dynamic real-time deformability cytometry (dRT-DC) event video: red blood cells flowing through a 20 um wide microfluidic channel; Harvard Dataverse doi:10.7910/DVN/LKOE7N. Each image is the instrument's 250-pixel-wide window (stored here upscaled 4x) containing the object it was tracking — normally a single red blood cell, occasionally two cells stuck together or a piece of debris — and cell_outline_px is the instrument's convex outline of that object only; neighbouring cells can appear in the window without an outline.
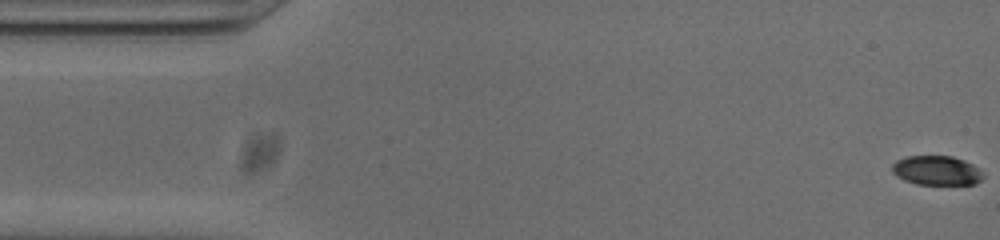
{"species": "common noctule bat (a hibernating species)", "species_latin": "Nyctalus noctula", "temperature_condition": "cold", "stored_images_in_passage": 53, "camera_frame_rate_fps": 3000, "um_per_image_px": 0.085, "animal": {"sex": "male", "body_mass_g": 20.0, "forearm_length_mm": 53.3}, "frame": {"image": 1, "passage_image": 1, "time_ms": 0.0, "image_size_px": [1000, 240], "cell_outline_px": [[984, 176], [976, 184], [916, 184], [904, 180], [896, 176], [892, 172], [892, 164], [896, 160], [908, 156], [952, 156], [964, 160], [972, 164]], "centroid_in_image_um": [79.57, 14.49], "position_along_channel_um": 5.4, "area_um2": 15.49}}
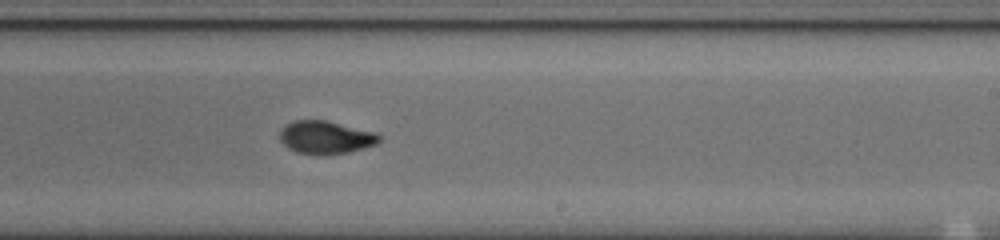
{"frame": {"image": 2, "passage_image": 31, "time_ms": 10.0, "image_size_px": [1000, 240], "cell_outline_px": [[380, 140], [376, 144], [348, 152], [320, 156], [296, 152], [288, 148], [280, 140], [280, 132], [288, 124], [296, 120], [328, 120], [376, 132], [380, 136]], "centroid_in_image_um": [27.7, 11.68], "position_along_channel_um": 261.3, "area_um2": 19.13}}
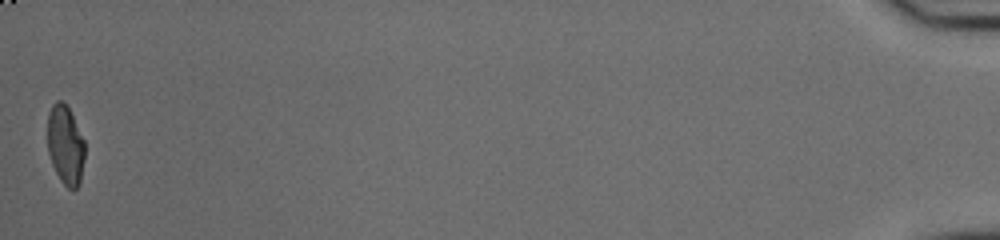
{"frame": {"image": 3, "passage_image": 53, "time_ms": 17.333, "image_size_px": [1000, 240], "cell_outline_px": [[84, 160], [80, 184], [72, 192], [60, 180], [52, 164], [48, 152], [48, 112], [52, 104], [56, 100], [60, 100], [68, 108], [84, 140]], "centroid_in_image_um": [5.56, 12.36], "position_along_channel_um": 429.6, "area_um2": 17.17}, "authors_computed_cell_mechanics": {"area_um2": 18.2648, "velocity_mm_per_s": 3.7965, "shape_relaxation_time_tau1_ms": 4.3266, "shape_relaxation_time_tau2_ms": 2.4918, "deformation_change_tau1": 0.1791, "deformation_change_tau2": 0.0634}}